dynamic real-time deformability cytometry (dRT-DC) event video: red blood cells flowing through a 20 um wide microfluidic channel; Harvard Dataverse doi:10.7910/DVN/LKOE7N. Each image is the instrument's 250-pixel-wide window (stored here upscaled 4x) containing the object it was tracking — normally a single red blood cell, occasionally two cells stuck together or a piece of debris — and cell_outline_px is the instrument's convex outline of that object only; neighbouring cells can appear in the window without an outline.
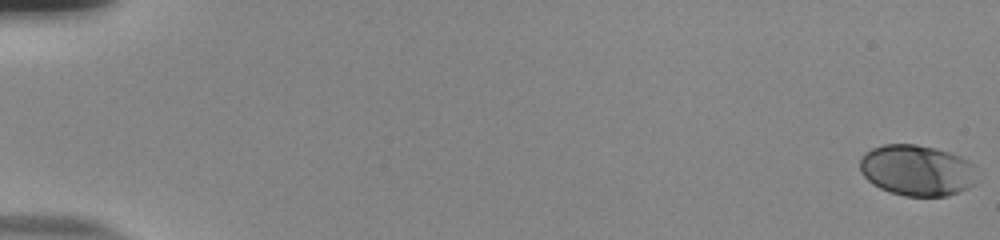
{"species": "human", "species_latin": "Homo sapiens", "temperature_condition": "room temperature", "stored_images_in_passage": 55, "camera_frame_rate_fps": 3000, "um_per_image_px": 0.085, "donor": {"sex": "male"}, "frame": {"image": 1, "passage_image": 1, "time_ms": 0.0, "image_size_px": [1000, 240], "cell_outline_px": [[976, 184], [960, 192], [944, 196], [904, 196], [888, 192], [872, 184], [860, 172], [860, 156], [864, 152], [872, 148], [884, 144], [916, 144], [936, 148], [960, 156], [976, 164]], "centroid_in_image_um": [77.95, 14.48], "position_along_channel_um": 7.0, "area_um2": 35.37}}
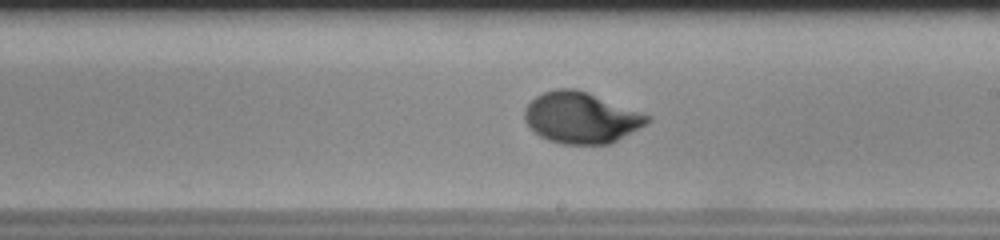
{"frame": {"image": 2, "passage_image": 34, "time_ms": 11.0, "image_size_px": [1000, 240], "cell_outline_px": [[652, 120], [612, 144], [560, 144], [548, 140], [540, 136], [524, 120], [524, 108], [536, 96], [544, 92], [556, 88], [576, 88], [588, 92], [652, 116]], "centroid_in_image_um": [49.4, 10.0], "position_along_channel_um": 239.6, "area_um2": 36.65}}
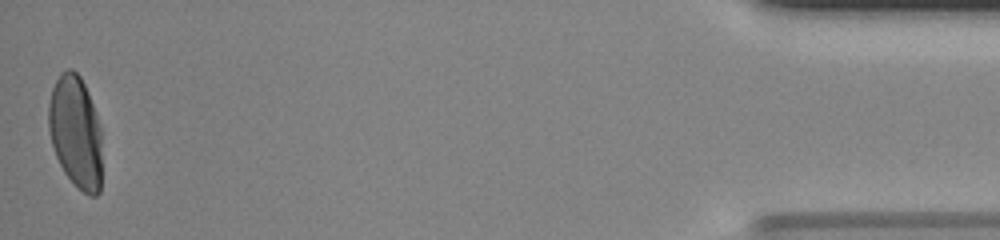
{"frame": {"image": 3, "passage_image": 55, "time_ms": 18.0, "image_size_px": [1000, 240], "cell_outline_px": [[100, 192], [96, 196], [88, 196], [64, 172], [56, 156], [52, 144], [48, 128], [48, 104], [52, 88], [60, 72], [68, 68], [72, 68], [80, 76], [88, 92], [96, 112], [100, 128]], "centroid_in_image_um": [6.41, 11.17], "position_along_channel_um": 428.8, "area_um2": 34.8}, "authors_computed_cell_mechanics": {"area_um2": 34.969, "velocity_mm_per_s": 3.8615, "shape_relaxation_time_tau1_ms": 3.0352, "shape_relaxation_time_tau2_ms": null, "deformation_change_tau1": 0.1681, "deformation_change_tau2": null}}